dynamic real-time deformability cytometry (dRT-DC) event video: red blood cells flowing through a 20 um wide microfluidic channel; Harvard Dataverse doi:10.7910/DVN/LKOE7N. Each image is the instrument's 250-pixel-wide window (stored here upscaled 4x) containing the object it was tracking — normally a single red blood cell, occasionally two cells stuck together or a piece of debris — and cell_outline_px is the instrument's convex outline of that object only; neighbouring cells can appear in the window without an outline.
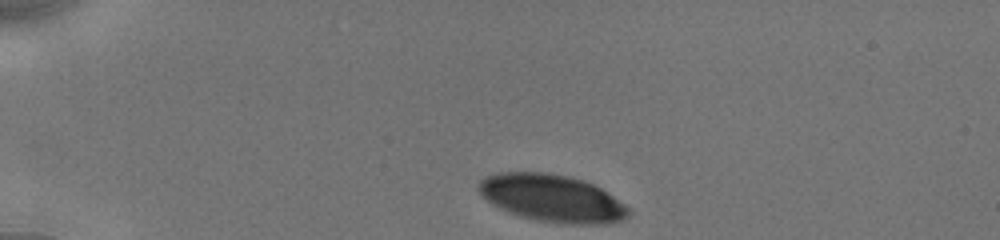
{"species": "human", "species_latin": "Homo sapiens", "temperature_condition": "cold", "stored_images_in_passage": 3, "camera_frame_rate_fps": 3000, "um_per_image_px": 0.085, "donor": {"sex": "male"}, "frame": {"image": 1, "passage_image": 1, "time_ms": 0.0, "image_size_px": [1000, 240], "cell_outline_px": [[632, 212], [624, 220], [608, 224], [560, 224], [536, 220], [520, 216], [508, 212], [492, 204], [476, 188], [480, 180], [484, 176], [496, 172], [544, 172], [568, 176], [584, 180], [600, 188], [624, 204]], "centroid_in_image_um": [46.92, 16.85], "position_along_channel_um": 38.1, "area_um2": 41.56}}